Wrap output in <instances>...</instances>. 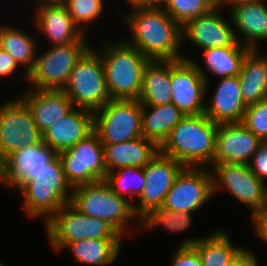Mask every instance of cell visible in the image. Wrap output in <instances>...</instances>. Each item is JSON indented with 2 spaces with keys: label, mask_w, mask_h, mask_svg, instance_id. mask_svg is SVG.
Wrapping results in <instances>:
<instances>
[{
  "label": "cell",
  "mask_w": 267,
  "mask_h": 266,
  "mask_svg": "<svg viewBox=\"0 0 267 266\" xmlns=\"http://www.w3.org/2000/svg\"><path fill=\"white\" fill-rule=\"evenodd\" d=\"M250 170L264 183L267 178V141H263L248 163Z\"/></svg>",
  "instance_id": "obj_37"
},
{
  "label": "cell",
  "mask_w": 267,
  "mask_h": 266,
  "mask_svg": "<svg viewBox=\"0 0 267 266\" xmlns=\"http://www.w3.org/2000/svg\"><path fill=\"white\" fill-rule=\"evenodd\" d=\"M211 101L205 103L204 114L216 124L241 123L247 105L242 100L237 76L220 78Z\"/></svg>",
  "instance_id": "obj_20"
},
{
  "label": "cell",
  "mask_w": 267,
  "mask_h": 266,
  "mask_svg": "<svg viewBox=\"0 0 267 266\" xmlns=\"http://www.w3.org/2000/svg\"><path fill=\"white\" fill-rule=\"evenodd\" d=\"M104 163L107 173L122 167L147 165L159 152V147L145 137L116 144H103Z\"/></svg>",
  "instance_id": "obj_24"
},
{
  "label": "cell",
  "mask_w": 267,
  "mask_h": 266,
  "mask_svg": "<svg viewBox=\"0 0 267 266\" xmlns=\"http://www.w3.org/2000/svg\"><path fill=\"white\" fill-rule=\"evenodd\" d=\"M35 1L40 6V5H45V4H48V3L56 2L58 0H35Z\"/></svg>",
  "instance_id": "obj_47"
},
{
  "label": "cell",
  "mask_w": 267,
  "mask_h": 266,
  "mask_svg": "<svg viewBox=\"0 0 267 266\" xmlns=\"http://www.w3.org/2000/svg\"><path fill=\"white\" fill-rule=\"evenodd\" d=\"M218 124L204 113L184 116L170 131L159 152L185 167H209L213 163Z\"/></svg>",
  "instance_id": "obj_2"
},
{
  "label": "cell",
  "mask_w": 267,
  "mask_h": 266,
  "mask_svg": "<svg viewBox=\"0 0 267 266\" xmlns=\"http://www.w3.org/2000/svg\"><path fill=\"white\" fill-rule=\"evenodd\" d=\"M213 194L225 189L248 206L252 219L267 205V183L262 182L246 164L212 163Z\"/></svg>",
  "instance_id": "obj_10"
},
{
  "label": "cell",
  "mask_w": 267,
  "mask_h": 266,
  "mask_svg": "<svg viewBox=\"0 0 267 266\" xmlns=\"http://www.w3.org/2000/svg\"><path fill=\"white\" fill-rule=\"evenodd\" d=\"M184 168L181 162L160 152L143 167L145 186L137 198V206L133 204L134 213L139 220L153 208L163 205L166 194Z\"/></svg>",
  "instance_id": "obj_14"
},
{
  "label": "cell",
  "mask_w": 267,
  "mask_h": 266,
  "mask_svg": "<svg viewBox=\"0 0 267 266\" xmlns=\"http://www.w3.org/2000/svg\"><path fill=\"white\" fill-rule=\"evenodd\" d=\"M225 230L218 229L203 238H190L181 242L180 246H193L201 258L203 266H230L232 261L244 249L231 243Z\"/></svg>",
  "instance_id": "obj_27"
},
{
  "label": "cell",
  "mask_w": 267,
  "mask_h": 266,
  "mask_svg": "<svg viewBox=\"0 0 267 266\" xmlns=\"http://www.w3.org/2000/svg\"><path fill=\"white\" fill-rule=\"evenodd\" d=\"M252 220L256 232H267V205Z\"/></svg>",
  "instance_id": "obj_42"
},
{
  "label": "cell",
  "mask_w": 267,
  "mask_h": 266,
  "mask_svg": "<svg viewBox=\"0 0 267 266\" xmlns=\"http://www.w3.org/2000/svg\"><path fill=\"white\" fill-rule=\"evenodd\" d=\"M258 262L254 253L248 249H243L232 261L230 266H259Z\"/></svg>",
  "instance_id": "obj_40"
},
{
  "label": "cell",
  "mask_w": 267,
  "mask_h": 266,
  "mask_svg": "<svg viewBox=\"0 0 267 266\" xmlns=\"http://www.w3.org/2000/svg\"><path fill=\"white\" fill-rule=\"evenodd\" d=\"M250 50V48L245 47L238 41L233 46L205 49L202 51V59L205 67H202L189 56L184 57V59L192 60L199 71L204 75L206 79V92L208 93L209 79L205 68L211 72L212 75L221 78L237 76L241 71L243 59Z\"/></svg>",
  "instance_id": "obj_25"
},
{
  "label": "cell",
  "mask_w": 267,
  "mask_h": 266,
  "mask_svg": "<svg viewBox=\"0 0 267 266\" xmlns=\"http://www.w3.org/2000/svg\"><path fill=\"white\" fill-rule=\"evenodd\" d=\"M35 11V27L52 45L74 43L84 35L60 0L40 5Z\"/></svg>",
  "instance_id": "obj_21"
},
{
  "label": "cell",
  "mask_w": 267,
  "mask_h": 266,
  "mask_svg": "<svg viewBox=\"0 0 267 266\" xmlns=\"http://www.w3.org/2000/svg\"><path fill=\"white\" fill-rule=\"evenodd\" d=\"M67 8L74 24L85 34L83 26L102 15L104 0H60ZM84 24V25H83ZM80 25V26H79Z\"/></svg>",
  "instance_id": "obj_34"
},
{
  "label": "cell",
  "mask_w": 267,
  "mask_h": 266,
  "mask_svg": "<svg viewBox=\"0 0 267 266\" xmlns=\"http://www.w3.org/2000/svg\"><path fill=\"white\" fill-rule=\"evenodd\" d=\"M267 244V232H255Z\"/></svg>",
  "instance_id": "obj_46"
},
{
  "label": "cell",
  "mask_w": 267,
  "mask_h": 266,
  "mask_svg": "<svg viewBox=\"0 0 267 266\" xmlns=\"http://www.w3.org/2000/svg\"><path fill=\"white\" fill-rule=\"evenodd\" d=\"M93 131V112L74 107L43 132V142L58 154L85 139Z\"/></svg>",
  "instance_id": "obj_19"
},
{
  "label": "cell",
  "mask_w": 267,
  "mask_h": 266,
  "mask_svg": "<svg viewBox=\"0 0 267 266\" xmlns=\"http://www.w3.org/2000/svg\"><path fill=\"white\" fill-rule=\"evenodd\" d=\"M191 216V212H177L162 206L156 207L140 219V227L152 230V228L163 225V229L178 233L191 226L193 221Z\"/></svg>",
  "instance_id": "obj_33"
},
{
  "label": "cell",
  "mask_w": 267,
  "mask_h": 266,
  "mask_svg": "<svg viewBox=\"0 0 267 266\" xmlns=\"http://www.w3.org/2000/svg\"><path fill=\"white\" fill-rule=\"evenodd\" d=\"M171 86V103L184 116L204 113L206 79L192 60H171Z\"/></svg>",
  "instance_id": "obj_15"
},
{
  "label": "cell",
  "mask_w": 267,
  "mask_h": 266,
  "mask_svg": "<svg viewBox=\"0 0 267 266\" xmlns=\"http://www.w3.org/2000/svg\"><path fill=\"white\" fill-rule=\"evenodd\" d=\"M185 40L201 51L233 46L237 42L232 21L230 24L226 22L220 8L211 9L207 14L188 21L182 27V42Z\"/></svg>",
  "instance_id": "obj_16"
},
{
  "label": "cell",
  "mask_w": 267,
  "mask_h": 266,
  "mask_svg": "<svg viewBox=\"0 0 267 266\" xmlns=\"http://www.w3.org/2000/svg\"><path fill=\"white\" fill-rule=\"evenodd\" d=\"M18 190L24 198L26 214L32 218L43 216L41 218L46 222L64 204L70 202L73 188L56 155L46 167L34 173V179L26 181Z\"/></svg>",
  "instance_id": "obj_4"
},
{
  "label": "cell",
  "mask_w": 267,
  "mask_h": 266,
  "mask_svg": "<svg viewBox=\"0 0 267 266\" xmlns=\"http://www.w3.org/2000/svg\"><path fill=\"white\" fill-rule=\"evenodd\" d=\"M257 51L251 49L245 55L238 74L242 100L246 105L267 98V61Z\"/></svg>",
  "instance_id": "obj_28"
},
{
  "label": "cell",
  "mask_w": 267,
  "mask_h": 266,
  "mask_svg": "<svg viewBox=\"0 0 267 266\" xmlns=\"http://www.w3.org/2000/svg\"><path fill=\"white\" fill-rule=\"evenodd\" d=\"M18 67L16 61L0 47V77L11 76Z\"/></svg>",
  "instance_id": "obj_39"
},
{
  "label": "cell",
  "mask_w": 267,
  "mask_h": 266,
  "mask_svg": "<svg viewBox=\"0 0 267 266\" xmlns=\"http://www.w3.org/2000/svg\"><path fill=\"white\" fill-rule=\"evenodd\" d=\"M57 153L44 142L23 147L5 160L4 185L18 190L34 173L46 167Z\"/></svg>",
  "instance_id": "obj_18"
},
{
  "label": "cell",
  "mask_w": 267,
  "mask_h": 266,
  "mask_svg": "<svg viewBox=\"0 0 267 266\" xmlns=\"http://www.w3.org/2000/svg\"><path fill=\"white\" fill-rule=\"evenodd\" d=\"M105 42L99 54L110 99L138 100L143 72L150 60L127 40L120 39L113 42L114 45L110 41Z\"/></svg>",
  "instance_id": "obj_3"
},
{
  "label": "cell",
  "mask_w": 267,
  "mask_h": 266,
  "mask_svg": "<svg viewBox=\"0 0 267 266\" xmlns=\"http://www.w3.org/2000/svg\"><path fill=\"white\" fill-rule=\"evenodd\" d=\"M262 142L241 123L218 124L213 163L248 165Z\"/></svg>",
  "instance_id": "obj_17"
},
{
  "label": "cell",
  "mask_w": 267,
  "mask_h": 266,
  "mask_svg": "<svg viewBox=\"0 0 267 266\" xmlns=\"http://www.w3.org/2000/svg\"><path fill=\"white\" fill-rule=\"evenodd\" d=\"M241 124L262 141H267V98L247 105Z\"/></svg>",
  "instance_id": "obj_36"
},
{
  "label": "cell",
  "mask_w": 267,
  "mask_h": 266,
  "mask_svg": "<svg viewBox=\"0 0 267 266\" xmlns=\"http://www.w3.org/2000/svg\"><path fill=\"white\" fill-rule=\"evenodd\" d=\"M169 0H130L129 5H135L141 8L164 9Z\"/></svg>",
  "instance_id": "obj_41"
},
{
  "label": "cell",
  "mask_w": 267,
  "mask_h": 266,
  "mask_svg": "<svg viewBox=\"0 0 267 266\" xmlns=\"http://www.w3.org/2000/svg\"><path fill=\"white\" fill-rule=\"evenodd\" d=\"M70 203L81 213L108 222L123 237L132 227L130 220L131 224L137 221L135 225L140 226L133 202L119 196L105 181L74 187Z\"/></svg>",
  "instance_id": "obj_5"
},
{
  "label": "cell",
  "mask_w": 267,
  "mask_h": 266,
  "mask_svg": "<svg viewBox=\"0 0 267 266\" xmlns=\"http://www.w3.org/2000/svg\"><path fill=\"white\" fill-rule=\"evenodd\" d=\"M212 9H221V0H204Z\"/></svg>",
  "instance_id": "obj_45"
},
{
  "label": "cell",
  "mask_w": 267,
  "mask_h": 266,
  "mask_svg": "<svg viewBox=\"0 0 267 266\" xmlns=\"http://www.w3.org/2000/svg\"><path fill=\"white\" fill-rule=\"evenodd\" d=\"M57 155L72 188L106 180L104 148L94 131L85 139Z\"/></svg>",
  "instance_id": "obj_11"
},
{
  "label": "cell",
  "mask_w": 267,
  "mask_h": 266,
  "mask_svg": "<svg viewBox=\"0 0 267 266\" xmlns=\"http://www.w3.org/2000/svg\"><path fill=\"white\" fill-rule=\"evenodd\" d=\"M105 182L119 196H140L145 186V172L139 167H122L107 173ZM126 196V197H125Z\"/></svg>",
  "instance_id": "obj_32"
},
{
  "label": "cell",
  "mask_w": 267,
  "mask_h": 266,
  "mask_svg": "<svg viewBox=\"0 0 267 266\" xmlns=\"http://www.w3.org/2000/svg\"><path fill=\"white\" fill-rule=\"evenodd\" d=\"M122 240L85 239L70 243L69 249L80 264L106 266L117 259Z\"/></svg>",
  "instance_id": "obj_30"
},
{
  "label": "cell",
  "mask_w": 267,
  "mask_h": 266,
  "mask_svg": "<svg viewBox=\"0 0 267 266\" xmlns=\"http://www.w3.org/2000/svg\"><path fill=\"white\" fill-rule=\"evenodd\" d=\"M45 223L52 248L63 251L70 243L85 239L122 240L124 237L108 222L81 213L70 202Z\"/></svg>",
  "instance_id": "obj_6"
},
{
  "label": "cell",
  "mask_w": 267,
  "mask_h": 266,
  "mask_svg": "<svg viewBox=\"0 0 267 266\" xmlns=\"http://www.w3.org/2000/svg\"><path fill=\"white\" fill-rule=\"evenodd\" d=\"M0 266H6L2 261H0Z\"/></svg>",
  "instance_id": "obj_48"
},
{
  "label": "cell",
  "mask_w": 267,
  "mask_h": 266,
  "mask_svg": "<svg viewBox=\"0 0 267 266\" xmlns=\"http://www.w3.org/2000/svg\"><path fill=\"white\" fill-rule=\"evenodd\" d=\"M63 91L74 107L92 112L101 109L111 100L99 52L90 47L82 55L72 69Z\"/></svg>",
  "instance_id": "obj_7"
},
{
  "label": "cell",
  "mask_w": 267,
  "mask_h": 266,
  "mask_svg": "<svg viewBox=\"0 0 267 266\" xmlns=\"http://www.w3.org/2000/svg\"><path fill=\"white\" fill-rule=\"evenodd\" d=\"M4 168L5 162L2 155L0 154V184L2 185L4 184Z\"/></svg>",
  "instance_id": "obj_44"
},
{
  "label": "cell",
  "mask_w": 267,
  "mask_h": 266,
  "mask_svg": "<svg viewBox=\"0 0 267 266\" xmlns=\"http://www.w3.org/2000/svg\"><path fill=\"white\" fill-rule=\"evenodd\" d=\"M213 176L208 167H185L166 194L162 207L177 212H195L213 198Z\"/></svg>",
  "instance_id": "obj_13"
},
{
  "label": "cell",
  "mask_w": 267,
  "mask_h": 266,
  "mask_svg": "<svg viewBox=\"0 0 267 266\" xmlns=\"http://www.w3.org/2000/svg\"><path fill=\"white\" fill-rule=\"evenodd\" d=\"M85 34L74 43L52 45L41 56H36L32 69L27 73L31 89L63 90L72 69L90 48Z\"/></svg>",
  "instance_id": "obj_8"
},
{
  "label": "cell",
  "mask_w": 267,
  "mask_h": 266,
  "mask_svg": "<svg viewBox=\"0 0 267 266\" xmlns=\"http://www.w3.org/2000/svg\"><path fill=\"white\" fill-rule=\"evenodd\" d=\"M255 0H221V9L225 7L226 5L231 6L233 8L234 6L241 5L247 2H253Z\"/></svg>",
  "instance_id": "obj_43"
},
{
  "label": "cell",
  "mask_w": 267,
  "mask_h": 266,
  "mask_svg": "<svg viewBox=\"0 0 267 266\" xmlns=\"http://www.w3.org/2000/svg\"><path fill=\"white\" fill-rule=\"evenodd\" d=\"M230 9L229 19L233 28H236L234 34L239 43L250 49H257L259 41L267 42V4L263 0L247 2Z\"/></svg>",
  "instance_id": "obj_23"
},
{
  "label": "cell",
  "mask_w": 267,
  "mask_h": 266,
  "mask_svg": "<svg viewBox=\"0 0 267 266\" xmlns=\"http://www.w3.org/2000/svg\"><path fill=\"white\" fill-rule=\"evenodd\" d=\"M212 8L204 0H169L164 8L181 27L188 21L207 14Z\"/></svg>",
  "instance_id": "obj_35"
},
{
  "label": "cell",
  "mask_w": 267,
  "mask_h": 266,
  "mask_svg": "<svg viewBox=\"0 0 267 266\" xmlns=\"http://www.w3.org/2000/svg\"><path fill=\"white\" fill-rule=\"evenodd\" d=\"M183 117L173 103L142 106V135L160 147Z\"/></svg>",
  "instance_id": "obj_29"
},
{
  "label": "cell",
  "mask_w": 267,
  "mask_h": 266,
  "mask_svg": "<svg viewBox=\"0 0 267 266\" xmlns=\"http://www.w3.org/2000/svg\"><path fill=\"white\" fill-rule=\"evenodd\" d=\"M19 28L2 25L0 27V47L3 48L15 61L24 67V77L32 69L36 58V40ZM26 67V68H25Z\"/></svg>",
  "instance_id": "obj_31"
},
{
  "label": "cell",
  "mask_w": 267,
  "mask_h": 266,
  "mask_svg": "<svg viewBox=\"0 0 267 266\" xmlns=\"http://www.w3.org/2000/svg\"><path fill=\"white\" fill-rule=\"evenodd\" d=\"M125 17L131 38L127 41L148 60H180L182 27L164 9L141 8L131 5Z\"/></svg>",
  "instance_id": "obj_1"
},
{
  "label": "cell",
  "mask_w": 267,
  "mask_h": 266,
  "mask_svg": "<svg viewBox=\"0 0 267 266\" xmlns=\"http://www.w3.org/2000/svg\"><path fill=\"white\" fill-rule=\"evenodd\" d=\"M172 266H203L199 253L193 246H179Z\"/></svg>",
  "instance_id": "obj_38"
},
{
  "label": "cell",
  "mask_w": 267,
  "mask_h": 266,
  "mask_svg": "<svg viewBox=\"0 0 267 266\" xmlns=\"http://www.w3.org/2000/svg\"><path fill=\"white\" fill-rule=\"evenodd\" d=\"M93 128L102 144L142 137V104L139 100L111 99L93 112Z\"/></svg>",
  "instance_id": "obj_9"
},
{
  "label": "cell",
  "mask_w": 267,
  "mask_h": 266,
  "mask_svg": "<svg viewBox=\"0 0 267 266\" xmlns=\"http://www.w3.org/2000/svg\"><path fill=\"white\" fill-rule=\"evenodd\" d=\"M25 92L20 98L30 109L42 133L74 108L71 99L63 90L28 89Z\"/></svg>",
  "instance_id": "obj_22"
},
{
  "label": "cell",
  "mask_w": 267,
  "mask_h": 266,
  "mask_svg": "<svg viewBox=\"0 0 267 266\" xmlns=\"http://www.w3.org/2000/svg\"><path fill=\"white\" fill-rule=\"evenodd\" d=\"M171 60H150L144 69L139 101L142 106L171 103Z\"/></svg>",
  "instance_id": "obj_26"
},
{
  "label": "cell",
  "mask_w": 267,
  "mask_h": 266,
  "mask_svg": "<svg viewBox=\"0 0 267 266\" xmlns=\"http://www.w3.org/2000/svg\"><path fill=\"white\" fill-rule=\"evenodd\" d=\"M43 142V133L19 97L0 105V154L5 160L25 146Z\"/></svg>",
  "instance_id": "obj_12"
}]
</instances>
